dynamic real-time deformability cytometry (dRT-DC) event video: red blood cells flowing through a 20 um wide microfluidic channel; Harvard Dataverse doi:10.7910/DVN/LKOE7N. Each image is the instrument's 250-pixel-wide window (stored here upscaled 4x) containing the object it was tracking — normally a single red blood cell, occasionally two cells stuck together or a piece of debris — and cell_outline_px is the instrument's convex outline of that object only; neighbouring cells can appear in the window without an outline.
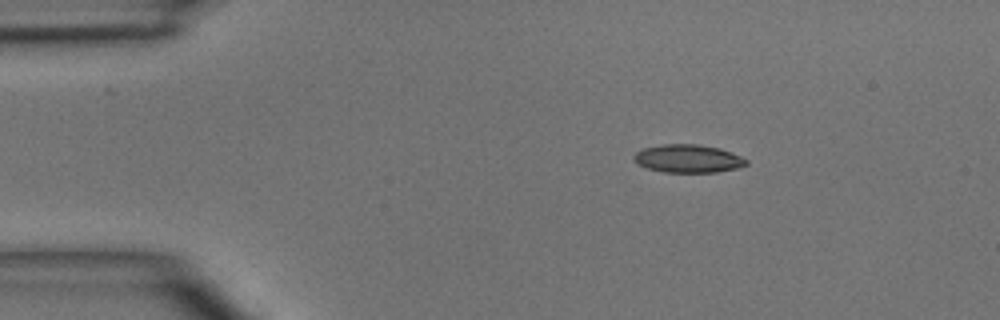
{"species": "common noctule bat (a hibernating species)", "species_latin": "Nyctalus noctula", "temperature_condition": "room temperature", "stored_images_in_passage": 4, "camera_frame_rate_fps": 3000, "um_per_image_px": 0.085, "animal": {"sex": "male", "body_mass_g": 15.6}, "frame": {"image": 1, "passage_image": 2, "time_ms": 1.333, "image_size_px": [1000, 320], "cell_outline_px": [[748, 164], [736, 168], [716, 172], [664, 172], [648, 168], [632, 160], [632, 156], [636, 152], [644, 148], [660, 144], [696, 144], [720, 148], [740, 156], [748, 160]], "centroid_in_image_um": [58.47, 13.47], "position_along_channel_um": 26.5, "area_um2": 18.32}}
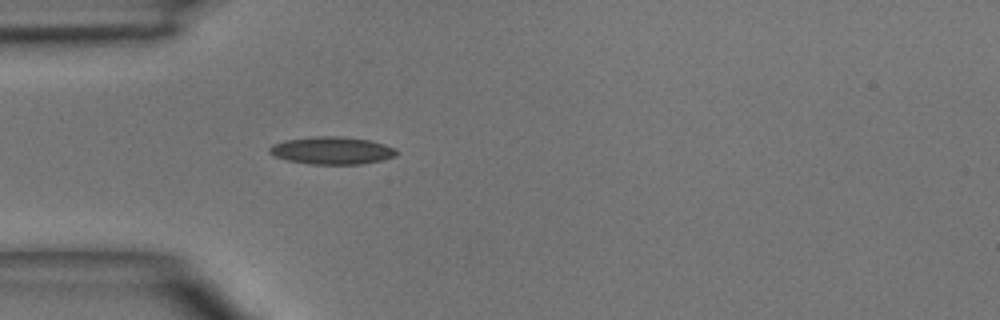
{"frame": {"image": 2, "passage_image": 4, "time_ms": 3.333, "image_size_px": [1000, 320], "cell_outline_px": [[396, 156], [380, 160], [360, 164], [308, 164], [288, 160], [276, 156], [268, 152], [268, 148], [272, 144], [284, 140], [316, 136], [344, 136], [368, 140], [384, 144], [392, 148], [396, 152]], "centroid_in_image_um": [28.16, 12.78], "position_along_channel_um": 56.8, "area_um2": 20.23}}